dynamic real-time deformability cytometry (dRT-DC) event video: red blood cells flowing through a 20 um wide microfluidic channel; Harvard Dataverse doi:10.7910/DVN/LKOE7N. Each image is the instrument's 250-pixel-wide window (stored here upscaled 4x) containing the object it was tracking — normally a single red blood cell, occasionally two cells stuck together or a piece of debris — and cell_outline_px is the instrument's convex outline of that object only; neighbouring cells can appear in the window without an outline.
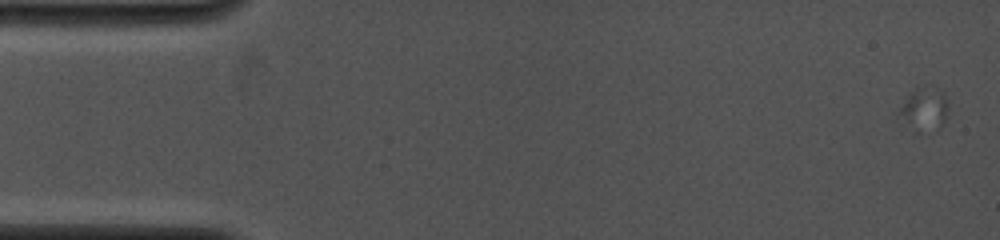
{"species": "common noctule bat (a hibernating species)", "species_latin": "Nyctalus noctula", "temperature_condition": "cold", "stored_images_in_passage": 4, "camera_frame_rate_fps": 4000, "um_per_image_px": 0.085, "animal": {"sex": "female", "body_mass_g": 19.0, "forearm_length_mm": 53.3}, "frame": {"image": 1, "passage_image": 2, "time_ms": 0.5, "image_size_px": [1000, 240], "cell_outline_px": [[948, 112], [940, 128], [936, 132], [908, 120], [896, 112], [908, 96], [916, 88], [924, 84], [928, 84], [940, 88], [944, 92], [948, 104]], "centroid_in_image_um": [78.68, 9.11], "position_along_channel_um": 6.3, "area_um2": 11.62}}